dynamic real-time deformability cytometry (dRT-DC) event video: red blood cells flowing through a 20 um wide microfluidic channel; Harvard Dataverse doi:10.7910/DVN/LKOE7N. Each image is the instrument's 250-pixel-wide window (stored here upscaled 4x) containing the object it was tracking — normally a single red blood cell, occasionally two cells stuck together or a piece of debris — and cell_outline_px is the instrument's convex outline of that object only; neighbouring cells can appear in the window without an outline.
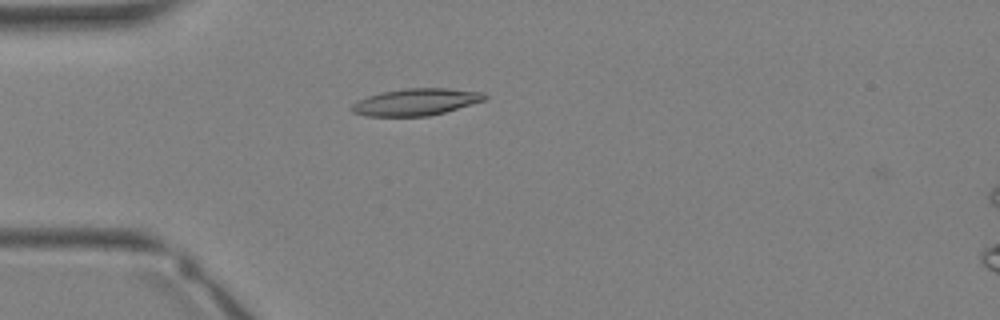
{"species": "Egyptian fruit bat (a non-hibernating species)", "species_latin": "Rousettus aegyptiacus", "temperature_condition": "warm", "stored_images_in_passage": 3, "camera_frame_rate_fps": 3000, "um_per_image_px": 0.085, "animal": {"sex": "female"}, "frame": {"image": 1, "passage_image": 1, "time_ms": 0.0, "image_size_px": [1000, 320], "cell_outline_px": [[488, 96], [484, 100], [444, 112], [428, 116], [364, 116], [352, 112], [352, 104], [368, 96], [380, 92], [404, 88], [448, 88], [484, 92]], "centroid_in_image_um": [35.35, 8.66], "position_along_channel_um": 49.6, "area_um2": 20.75}}